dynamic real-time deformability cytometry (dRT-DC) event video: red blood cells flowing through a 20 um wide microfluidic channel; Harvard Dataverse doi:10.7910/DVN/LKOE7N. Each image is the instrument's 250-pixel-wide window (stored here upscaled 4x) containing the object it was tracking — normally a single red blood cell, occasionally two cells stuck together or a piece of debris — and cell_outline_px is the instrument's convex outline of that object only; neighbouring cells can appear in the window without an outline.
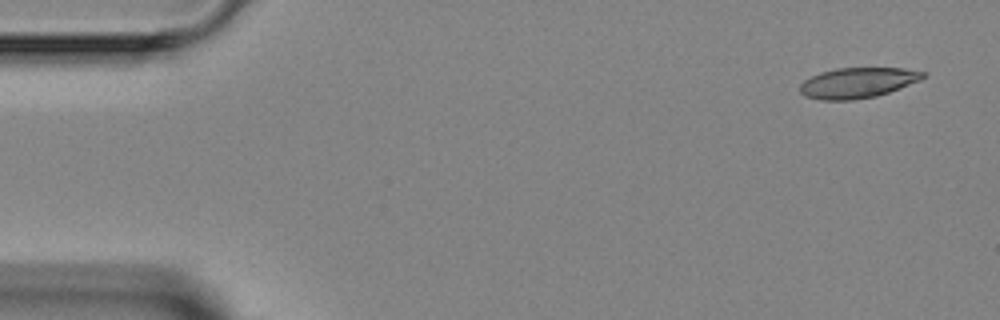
{"species": "Egyptian fruit bat (a non-hibernating species)", "species_latin": "Rousettus aegyptiacus", "temperature_condition": "room temperature", "stored_images_in_passage": 3, "camera_frame_rate_fps": 3000, "um_per_image_px": 0.085, "animal": {"sex": "female"}, "frame": {"image": 1, "passage_image": 1, "time_ms": 0.0, "image_size_px": [1000, 320], "cell_outline_px": [[928, 76], [920, 80], [900, 88], [876, 96], [852, 100], [820, 100], [804, 96], [800, 92], [800, 84], [804, 80], [820, 72], [836, 68], [904, 68], [928, 72]], "centroid_in_image_um": [72.92, 7.03], "position_along_channel_um": 12.1, "area_um2": 21.96}}
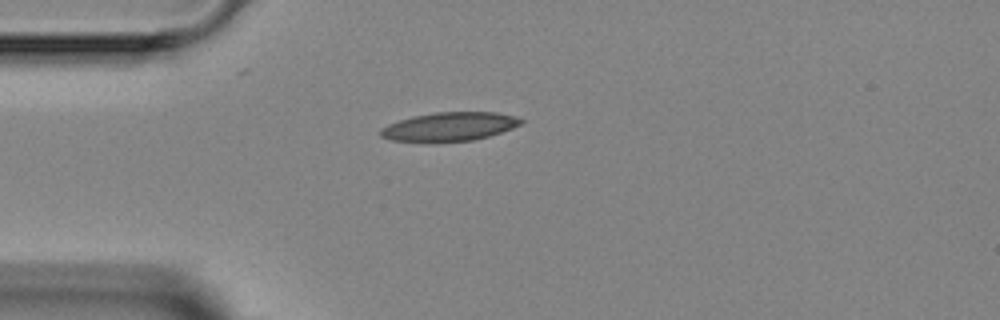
{"frame": {"image": 2, "passage_image": 3, "time_ms": 3.333, "image_size_px": [1000, 320], "cell_outline_px": [[524, 120], [520, 124], [512, 128], [488, 136], [472, 140], [392, 140], [380, 136], [380, 128], [388, 124], [412, 116], [436, 112], [496, 112], [516, 116]], "centroid_in_image_um": [38.23, 10.73], "position_along_channel_um": 46.8, "area_um2": 22.83}}